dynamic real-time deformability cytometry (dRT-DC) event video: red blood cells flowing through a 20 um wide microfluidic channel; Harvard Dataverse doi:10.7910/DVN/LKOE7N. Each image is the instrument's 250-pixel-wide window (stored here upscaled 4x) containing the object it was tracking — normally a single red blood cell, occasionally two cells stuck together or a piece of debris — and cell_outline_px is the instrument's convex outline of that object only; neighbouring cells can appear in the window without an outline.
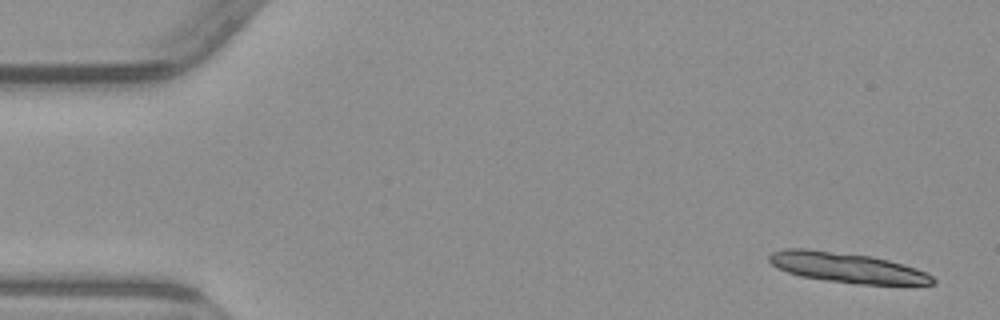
{"species": "common noctule bat (a hibernating species)", "species_latin": "Nyctalus noctula", "temperature_condition": "warm", "stored_images_in_passage": 5, "camera_frame_rate_fps": 3000, "um_per_image_px": 0.085, "animal": {"sex": "male", "body_mass_g": 23.1, "forearm_length_mm": 52.7}, "frame": {"image": 1, "passage_image": 1, "time_ms": 0.0, "image_size_px": [1000, 320], "cell_outline_px": [[936, 284], [856, 284], [800, 276], [788, 272], [772, 264], [768, 260], [768, 256], [772, 252], [784, 248], [804, 248], [872, 256], [904, 264], [916, 268], [932, 276], [936, 280]], "centroid_in_image_um": [71.99, 22.74], "position_along_channel_um": 13.0, "area_um2": 28.44}}